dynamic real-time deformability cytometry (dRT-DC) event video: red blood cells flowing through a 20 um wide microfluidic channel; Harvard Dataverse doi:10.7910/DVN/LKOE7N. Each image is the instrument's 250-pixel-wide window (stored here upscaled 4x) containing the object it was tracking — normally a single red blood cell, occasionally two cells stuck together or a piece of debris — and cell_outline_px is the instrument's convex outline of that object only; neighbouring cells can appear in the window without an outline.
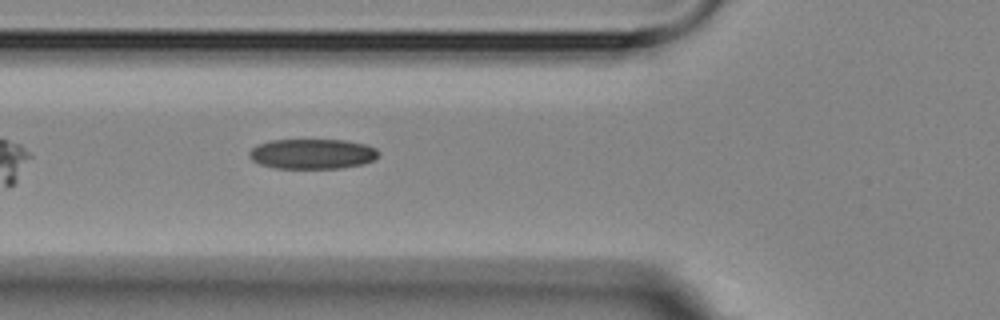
{"species": "Egyptian fruit bat (a non-hibernating species)", "species_latin": "Rousettus aegyptiacus", "temperature_condition": "room temperature", "stored_images_in_passage": 5, "camera_frame_rate_fps": 3000, "um_per_image_px": 0.085, "animal": {"sex": "female"}, "frame": {"image": 1, "passage_image": 5, "time_ms": 5.333, "image_size_px": [1000, 320], "cell_outline_px": [[380, 152], [372, 160], [364, 164], [340, 168], [272, 168], [260, 164], [252, 160], [248, 156], [248, 152], [252, 148], [260, 144], [272, 140], [344, 140], [364, 144], [376, 148]], "centroid_in_image_um": [26.53, 13.08], "position_along_channel_um": 99.3, "area_um2": 22.6}}